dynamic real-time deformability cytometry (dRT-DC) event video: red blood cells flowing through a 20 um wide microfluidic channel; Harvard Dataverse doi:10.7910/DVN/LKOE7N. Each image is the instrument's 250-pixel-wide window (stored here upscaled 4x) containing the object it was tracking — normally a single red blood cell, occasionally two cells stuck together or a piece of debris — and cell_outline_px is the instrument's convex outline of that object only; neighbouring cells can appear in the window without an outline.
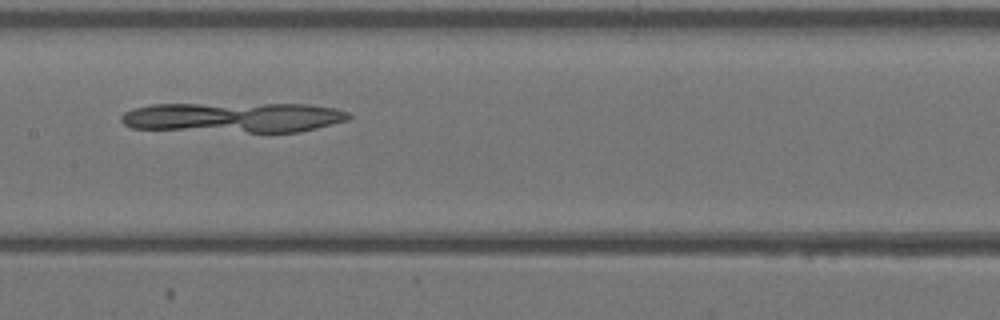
{"species": "Egyptian fruit bat (a non-hibernating species)", "species_latin": "Rousettus aegyptiacus", "temperature_condition": "warm", "stored_images_in_passage": 33, "camera_frame_rate_fps": 3000, "um_per_image_px": 0.085, "animal": {"sex": "female"}, "frame": {"image": 1, "passage_image": 13, "time_ms": 4.0, "image_size_px": [1000, 320], "cell_outline_px": [[352, 116], [348, 120], [300, 132], [248, 132], [132, 128], [124, 124], [120, 120], [120, 116], [124, 112], [132, 108], [152, 104], [308, 104], [332, 108], [348, 112]], "centroid_in_image_um": [19.84, 9.97], "position_along_channel_um": 187.6, "area_um2": 39.88}}